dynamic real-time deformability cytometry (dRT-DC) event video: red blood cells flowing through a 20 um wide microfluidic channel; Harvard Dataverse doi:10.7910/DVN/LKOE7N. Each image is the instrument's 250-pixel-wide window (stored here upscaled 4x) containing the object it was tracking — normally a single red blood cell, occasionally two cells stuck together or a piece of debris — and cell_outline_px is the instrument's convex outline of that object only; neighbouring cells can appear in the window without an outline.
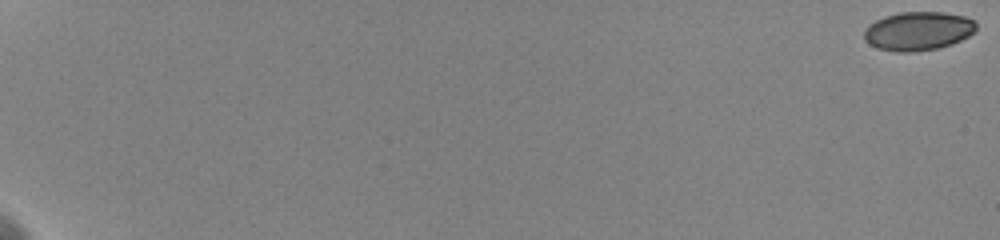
{"species": "human", "species_latin": "Homo sapiens", "temperature_condition": "cold", "stored_images_in_passage": 63, "camera_frame_rate_fps": 3000, "um_per_image_px": 0.085, "donor": {"sex": "female"}, "frame": {"image": 1, "passage_image": 1, "time_ms": 0.0, "image_size_px": [1000, 240], "cell_outline_px": [[976, 28], [968, 36], [952, 44], [936, 48], [912, 52], [896, 52], [876, 48], [868, 44], [864, 40], [864, 32], [868, 24], [884, 16], [900, 12], [944, 12], [964, 16], [972, 20], [976, 24]], "centroid_in_image_um": [77.99, 2.64], "position_along_channel_um": 7.0, "area_um2": 25.32}}
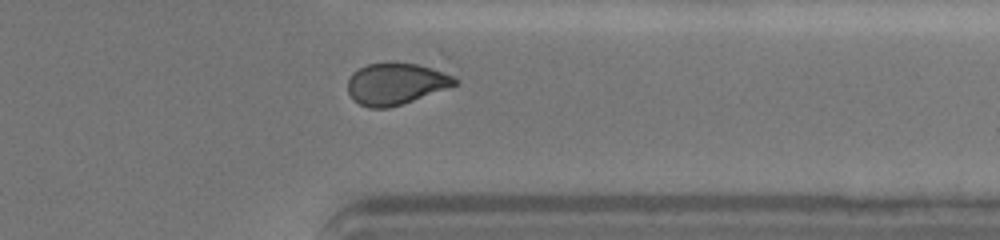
{"frame": {"image": 2, "passage_image": 58, "time_ms": 16.667, "image_size_px": [1000, 240], "cell_outline_px": [[460, 80], [456, 84], [412, 100], [388, 108], [368, 108], [352, 100], [348, 92], [348, 80], [352, 72], [368, 64], [392, 60], [440, 64], [456, 76]], "centroid_in_image_um": [33.75, 7.02], "position_along_channel_um": 377.6, "area_um2": 27.4}}
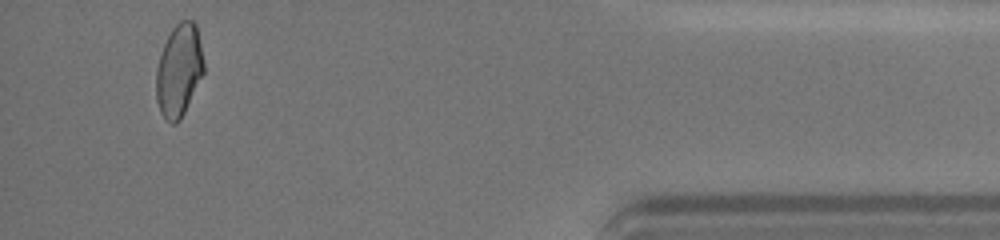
{"frame": {"image": 3, "passage_image": 63, "time_ms": 19.0, "image_size_px": [1000, 240], "cell_outline_px": [[204, 72], [180, 120], [176, 124], [172, 124], [160, 112], [156, 100], [156, 68], [164, 44], [172, 28], [180, 20], [192, 20], [196, 24], [204, 64]], "centroid_in_image_um": [15.2, 5.98], "position_along_channel_um": 420.0, "area_um2": 25.43}, "authors_computed_cell_mechanics": {"area_um2": 26.4146, "velocity_mm_per_s": 3.6319, "shape_relaxation_time_tau1_ms": 6.4125, "shape_relaxation_time_tau2_ms": 1.2641, "deformation_change_tau1": 0.1275, "deformation_change_tau2": 0.0421}}